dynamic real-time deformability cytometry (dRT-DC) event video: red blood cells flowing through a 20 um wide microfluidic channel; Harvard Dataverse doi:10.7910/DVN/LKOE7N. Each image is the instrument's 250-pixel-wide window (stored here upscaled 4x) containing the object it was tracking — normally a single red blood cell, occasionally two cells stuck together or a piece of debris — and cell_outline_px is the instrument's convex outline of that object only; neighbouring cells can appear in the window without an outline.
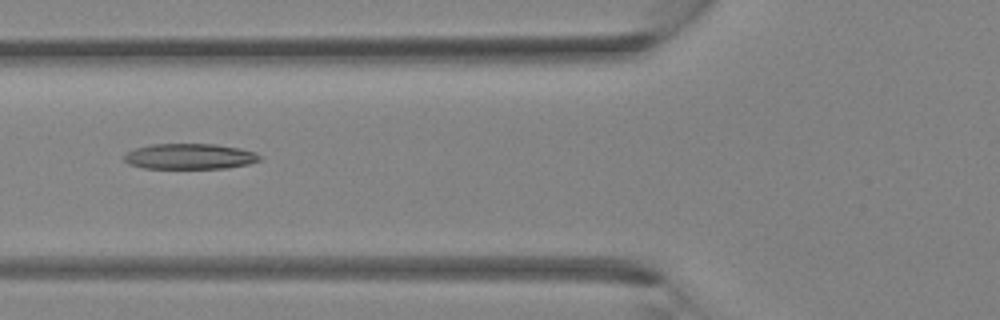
{"species": "Egyptian fruit bat (a non-hibernating species)", "species_latin": "Rousettus aegyptiacus", "temperature_condition": "room temperature", "stored_images_in_passage": 5, "camera_frame_rate_fps": 3000, "um_per_image_px": 0.085, "animal": {"sex": "female"}, "frame": {"image": 1, "passage_image": 5, "time_ms": 4.667, "image_size_px": [1000, 320], "cell_outline_px": [[264, 160], [248, 164], [228, 168], [144, 168], [128, 164], [124, 160], [124, 156], [128, 152], [136, 148], [148, 144], [216, 144], [240, 148], [256, 152], [264, 156]], "centroid_in_image_um": [16.2, 13.29], "position_along_channel_um": 109.6, "area_um2": 20.46}}